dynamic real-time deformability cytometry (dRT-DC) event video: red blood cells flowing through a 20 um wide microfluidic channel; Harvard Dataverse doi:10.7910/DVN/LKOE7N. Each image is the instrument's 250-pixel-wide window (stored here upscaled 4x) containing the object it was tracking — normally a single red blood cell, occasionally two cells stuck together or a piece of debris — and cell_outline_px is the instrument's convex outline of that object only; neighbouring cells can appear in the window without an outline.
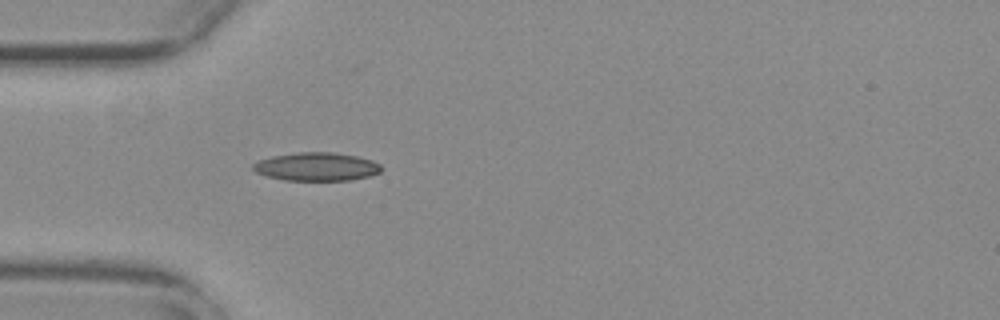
{"species": "common noctule bat (a hibernating species)", "species_latin": "Nyctalus noctula", "temperature_condition": "warm", "stored_images_in_passage": 39, "camera_frame_rate_fps": 3000, "um_per_image_px": 0.085, "animal": {"sex": "female", "body_mass_g": 29.2, "forearm_length_mm": 56.3}, "frame": {"image": 1, "passage_image": 1, "time_ms": 0.0, "image_size_px": [1000, 320], "cell_outline_px": [[384, 168], [380, 172], [368, 176], [352, 180], [284, 180], [268, 176], [256, 172], [252, 168], [252, 164], [260, 160], [272, 156], [296, 152], [332, 152], [356, 156], [372, 160], [380, 164]], "centroid_in_image_um": [26.93, 14.16], "position_along_channel_um": 58.1, "area_um2": 21.15}}
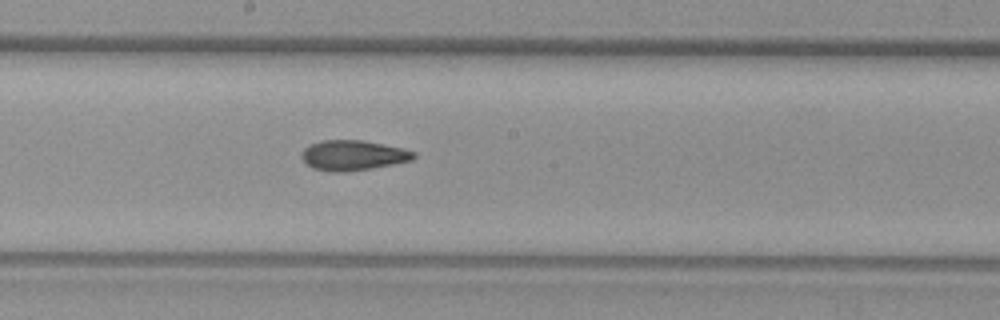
{"frame": {"image": 2, "passage_image": 14, "time_ms": 4.333, "image_size_px": [1000, 320], "cell_outline_px": [[416, 156], [412, 160], [372, 168], [344, 172], [328, 172], [312, 168], [300, 156], [304, 148], [308, 144], [320, 140], [360, 140], [404, 148], [416, 152]], "centroid_in_image_um": [29.98, 13.2], "position_along_channel_um": 218.2, "area_um2": 19.77}}
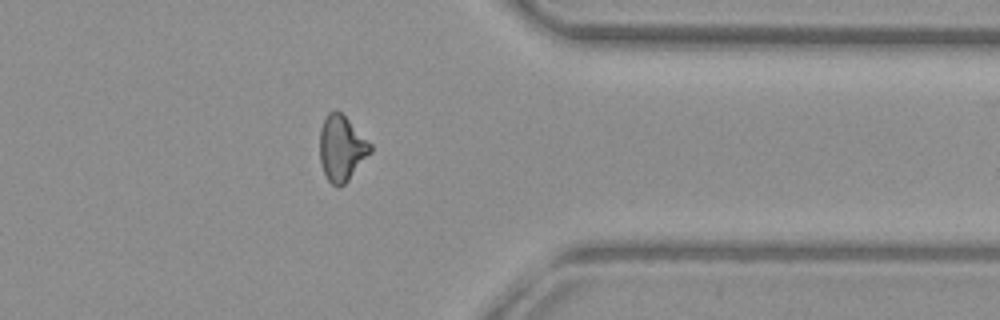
{"frame": {"image": 3, "passage_image": 28, "time_ms": 9.0, "image_size_px": [1000, 320], "cell_outline_px": [[372, 152], [348, 180], [340, 188], [336, 188], [328, 180], [324, 172], [320, 160], [320, 128], [328, 112], [336, 108], [372, 144]], "centroid_in_image_um": [29.04, 12.61], "position_along_channel_um": 382.4, "area_um2": 19.31}, "authors_computed_cell_mechanics": {"area_um2": 19.5364, "velocity_mm_per_s": 3.7737, "shape_relaxation_time_tau1_ms": null, "shape_relaxation_time_tau2_ms": 2.5992, "deformation_change_tau1": null, "deformation_change_tau2": 0.0843}}